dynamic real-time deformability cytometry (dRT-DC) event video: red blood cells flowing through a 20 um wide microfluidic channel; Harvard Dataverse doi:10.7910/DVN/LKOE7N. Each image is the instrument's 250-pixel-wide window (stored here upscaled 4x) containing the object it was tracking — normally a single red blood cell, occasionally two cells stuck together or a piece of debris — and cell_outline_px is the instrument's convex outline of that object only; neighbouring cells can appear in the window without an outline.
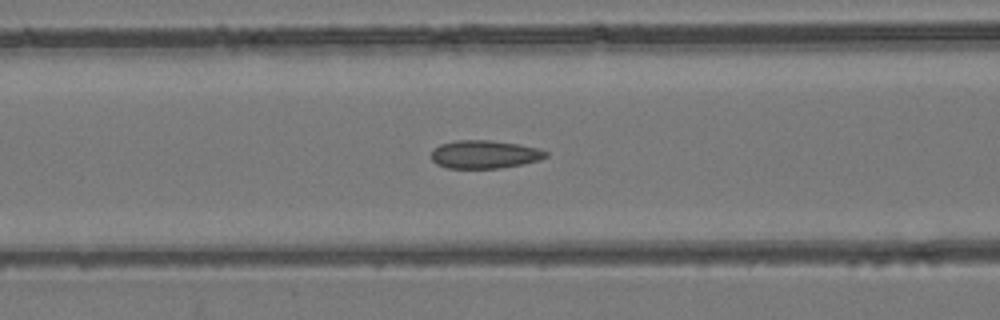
{"species": "common noctule bat (a hibernating species)", "species_latin": "Nyctalus noctula", "temperature_condition": "room temperature", "stored_images_in_passage": 53, "camera_frame_rate_fps": 3000, "um_per_image_px": 0.085, "animal": {"sex": "female", "body_mass_g": 24.6, "forearm_length_mm": 56.2}, "frame": {"image": 1, "passage_image": 22, "time_ms": 7.0, "image_size_px": [1000, 320], "cell_outline_px": [[548, 156], [540, 160], [524, 164], [500, 168], [448, 168], [436, 164], [432, 160], [432, 148], [440, 144], [456, 140], [492, 140], [520, 144], [536, 148], [548, 152]], "centroid_in_image_um": [41.19, 13.12], "position_along_channel_um": 125.4, "area_um2": 18.96}}
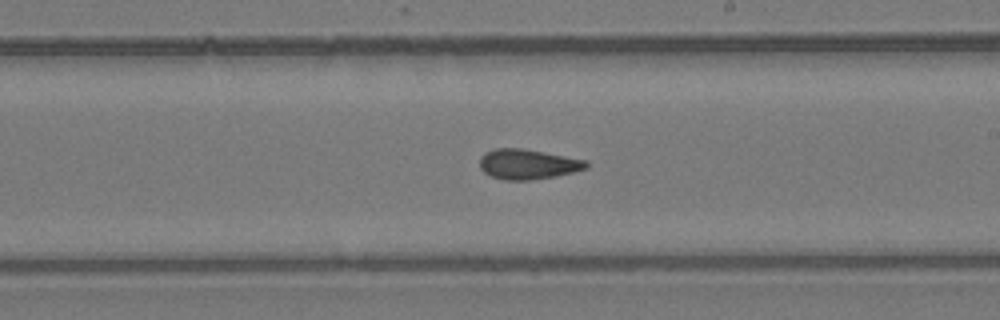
{"frame": {"image": 2, "passage_image": 31, "time_ms": 10.0, "image_size_px": [1000, 320], "cell_outline_px": [[588, 168], [556, 176], [528, 180], [504, 180], [488, 176], [480, 168], [480, 156], [484, 152], [496, 148], [520, 148], [544, 152], [588, 160]], "centroid_in_image_um": [44.84, 13.95], "position_along_channel_um": 244.2, "area_um2": 18.79}}
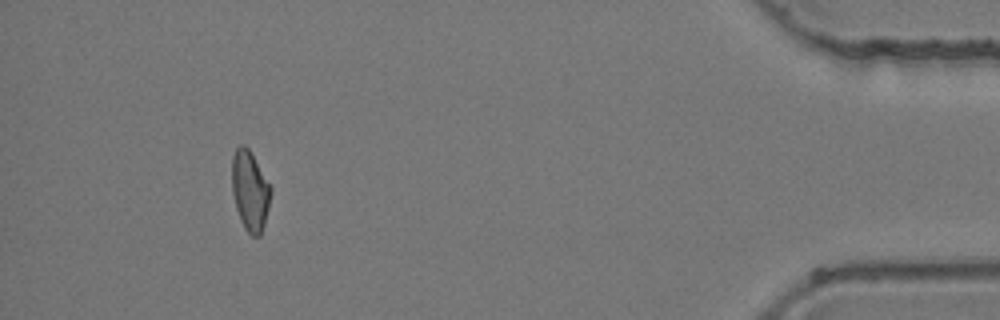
{"frame": {"image": 3, "passage_image": 49, "time_ms": 16.0, "image_size_px": [1000, 320], "cell_outline_px": [[272, 192], [264, 224], [260, 236], [252, 236], [244, 228], [240, 220], [236, 208], [232, 192], [232, 156], [236, 148], [240, 144], [244, 144], [248, 148], [272, 188]], "centroid_in_image_um": [21.24, 16.21], "position_along_channel_um": 414.0, "area_um2": 18.03}, "authors_computed_cell_mechanics": {"area_um2": 18.6116, "velocity_mm_per_s": 3.9626, "shape_relaxation_time_tau1_ms": null, "shape_relaxation_time_tau2_ms": 2.6058, "deformation_change_tau1": null, "deformation_change_tau2": 0.079}}